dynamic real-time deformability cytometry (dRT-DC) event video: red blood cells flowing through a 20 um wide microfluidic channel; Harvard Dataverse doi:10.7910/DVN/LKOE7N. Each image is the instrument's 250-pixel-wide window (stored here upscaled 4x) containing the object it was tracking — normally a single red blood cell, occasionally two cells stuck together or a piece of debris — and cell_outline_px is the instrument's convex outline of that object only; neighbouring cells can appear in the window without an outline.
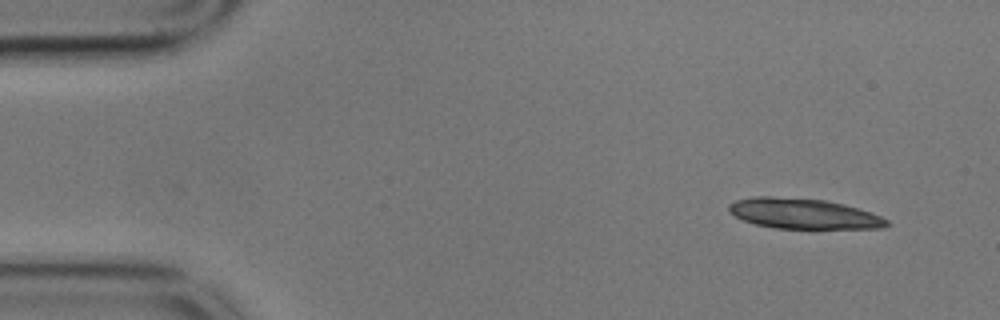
{"species": "common noctule bat (a hibernating species)", "species_latin": "Nyctalus noctula", "temperature_condition": "cold", "stored_images_in_passage": 51, "segment_of_instrument_passage": [1, 2], "camera_frame_rate_fps": 3000, "um_per_image_px": 0.085, "animal": {"sex": "male", "body_mass_g": 17.9}, "frame": {"image": 1, "passage_image": 1, "time_ms": 0.0, "image_size_px": [1000, 320], "cell_outline_px": [[892, 224], [884, 228], [812, 232], [776, 228], [756, 224], [744, 220], [728, 212], [728, 204], [736, 200], [752, 196], [772, 196], [824, 200], [844, 204], [872, 212], [888, 220]], "centroid_in_image_um": [68.39, 18.22], "position_along_channel_um": 16.6, "area_um2": 29.48}}